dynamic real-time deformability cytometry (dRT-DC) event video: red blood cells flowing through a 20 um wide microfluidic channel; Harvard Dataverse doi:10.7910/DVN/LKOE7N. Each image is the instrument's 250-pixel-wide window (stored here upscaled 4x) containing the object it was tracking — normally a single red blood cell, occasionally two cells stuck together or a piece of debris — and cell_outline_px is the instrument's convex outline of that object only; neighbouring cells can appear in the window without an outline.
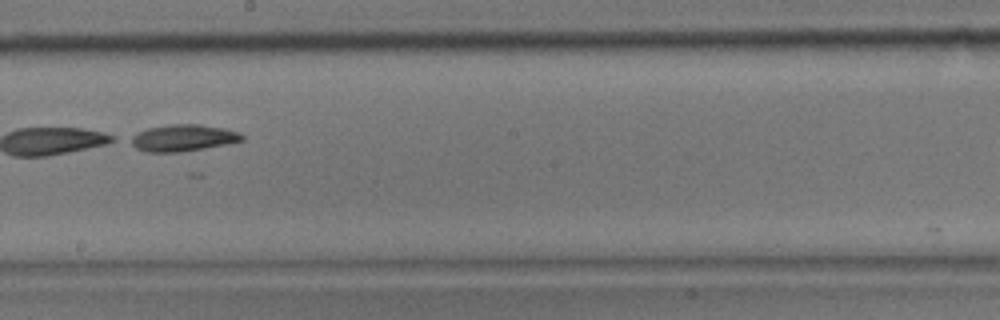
{"species": "common noctule bat (a hibernating species)", "species_latin": "Nyctalus noctula", "temperature_condition": "room temperature", "stored_images_in_passage": 25, "camera_frame_rate_fps": 3000, "um_per_image_px": 0.085, "animal": {"sex": "male", "body_mass_g": 17.9}, "frame": {"image": 1, "passage_image": 14, "time_ms": 4.333, "image_size_px": [1000, 320], "cell_outline_px": [[244, 140], [204, 148], [180, 152], [148, 152], [136, 148], [124, 140], [128, 136], [136, 132], [148, 128], [168, 124], [196, 124], [224, 128], [240, 132], [244, 136]], "centroid_in_image_um": [15.46, 11.72], "position_along_channel_um": 232.7, "area_um2": 17.57}}